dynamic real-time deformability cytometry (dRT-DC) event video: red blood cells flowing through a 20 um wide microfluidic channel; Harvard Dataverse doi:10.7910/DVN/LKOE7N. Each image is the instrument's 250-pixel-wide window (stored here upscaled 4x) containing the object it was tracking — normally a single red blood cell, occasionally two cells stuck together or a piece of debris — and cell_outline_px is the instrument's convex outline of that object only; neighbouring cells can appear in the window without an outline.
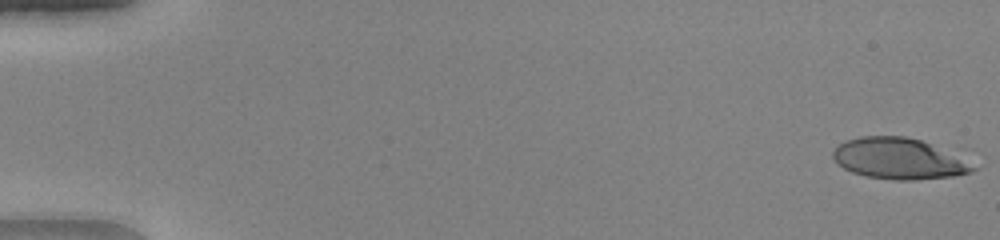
{"species": "human", "species_latin": "Homo sapiens", "temperature_condition": "warm", "stored_images_in_passage": 50, "camera_frame_rate_fps": 3000, "um_per_image_px": 0.085, "donor": {"sex": "female"}, "frame": {"image": 1, "passage_image": 1, "time_ms": 0.0, "image_size_px": [1000, 240], "cell_outline_px": [[980, 168], [972, 172], [952, 176], [916, 180], [896, 180], [864, 176], [852, 172], [844, 168], [832, 156], [832, 152], [844, 140], [860, 136], [904, 136], [920, 140], [972, 164]], "centroid_in_image_um": [76.35, 13.5], "position_along_channel_um": 8.7, "area_um2": 32.89}}
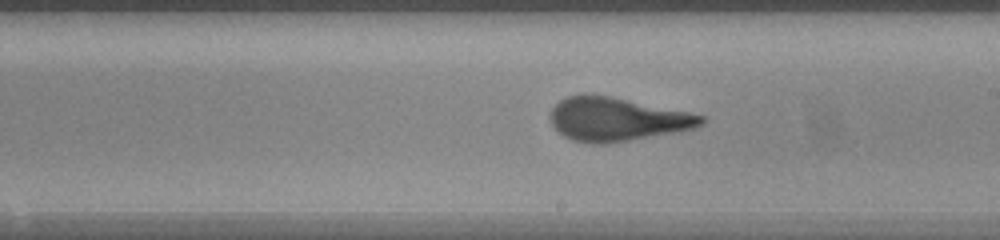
{"frame": {"image": 2, "passage_image": 30, "time_ms": 9.667, "image_size_px": [1000, 240], "cell_outline_px": [[704, 124], [696, 128], [628, 140], [604, 144], [592, 144], [572, 140], [564, 136], [552, 124], [552, 108], [560, 100], [568, 96], [608, 96], [688, 112], [704, 116]], "centroid_in_image_um": [52.45, 10.16], "position_along_channel_um": 236.5, "area_um2": 37.28}}
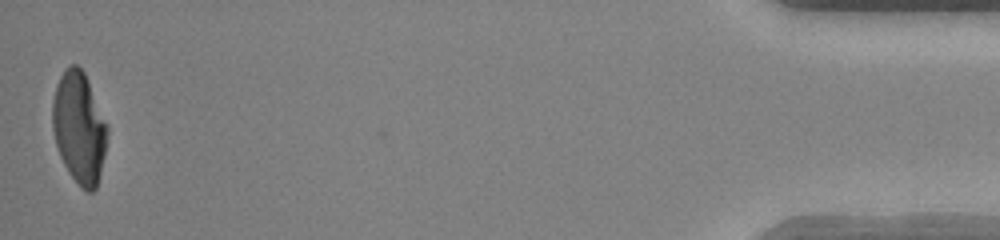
{"frame": {"image": 3, "passage_image": 50, "time_ms": 16.333, "image_size_px": [1000, 240], "cell_outline_px": [[108, 132], [104, 156], [96, 188], [92, 192], [88, 192], [80, 188], [68, 172], [60, 156], [56, 144], [52, 128], [52, 100], [56, 84], [60, 76], [68, 64], [76, 64], [84, 72], [108, 128]], "centroid_in_image_um": [6.7, 10.86], "position_along_channel_um": 428.5, "area_um2": 35.49}, "authors_computed_cell_mechanics": {"area_um2": 37.2232, "velocity_mm_per_s": 4.1684, "shape_relaxation_time_tau1_ms": 5.0134, "shape_relaxation_time_tau2_ms": 0.803, "deformation_change_tau1": 0.29, "deformation_change_tau2": 0.0917}}